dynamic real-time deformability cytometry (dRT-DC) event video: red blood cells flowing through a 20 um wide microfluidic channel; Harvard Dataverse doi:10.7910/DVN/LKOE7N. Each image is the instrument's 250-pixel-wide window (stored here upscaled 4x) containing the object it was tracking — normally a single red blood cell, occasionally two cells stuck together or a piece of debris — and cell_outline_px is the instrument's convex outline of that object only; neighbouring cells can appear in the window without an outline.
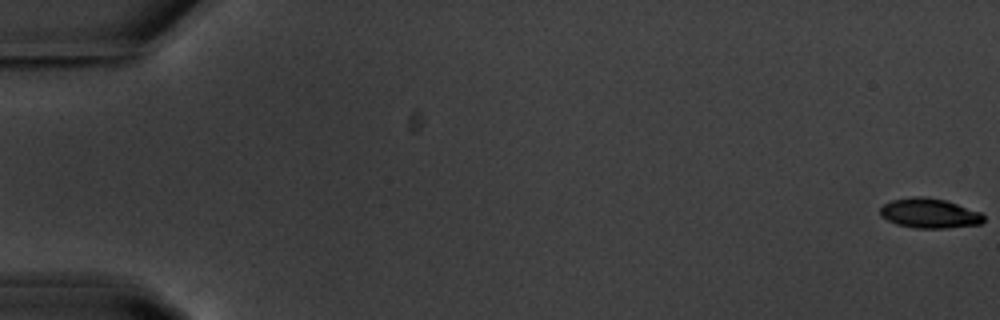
{"species": "common noctule bat (a hibernating species)", "species_latin": "Nyctalus noctula", "temperature_condition": "warm", "stored_images_in_passage": 57, "camera_frame_rate_fps": 3000, "um_per_image_px": 0.085, "animal": {"sex": "male", "body_mass_g": 20.1, "forearm_length_mm": 53.5}, "frame": {"image": 1, "passage_image": 1, "time_ms": 0.0, "image_size_px": [1000, 320], "cell_outline_px": [[984, 220], [980, 224], [944, 228], [916, 228], [896, 224], [880, 216], [880, 208], [884, 204], [892, 200], [912, 196], [924, 196], [944, 200], [980, 212], [984, 216]], "centroid_in_image_um": [78.97, 18.12], "position_along_channel_um": 6.0, "area_um2": 17.8}}
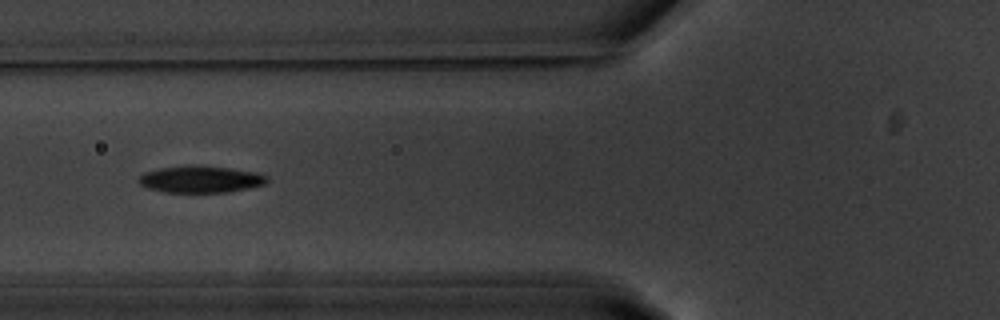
{"frame": {"image": 2, "passage_image": 23, "time_ms": 7.333, "image_size_px": [1000, 320], "cell_outline_px": [[268, 180], [264, 184], [248, 188], [228, 192], [164, 192], [148, 188], [140, 184], [136, 180], [144, 172], [160, 168], [192, 164], [196, 164], [228, 168], [256, 172], [268, 176]], "centroid_in_image_um": [17.02, 15.22], "position_along_channel_um": 108.8, "area_um2": 20.17}}
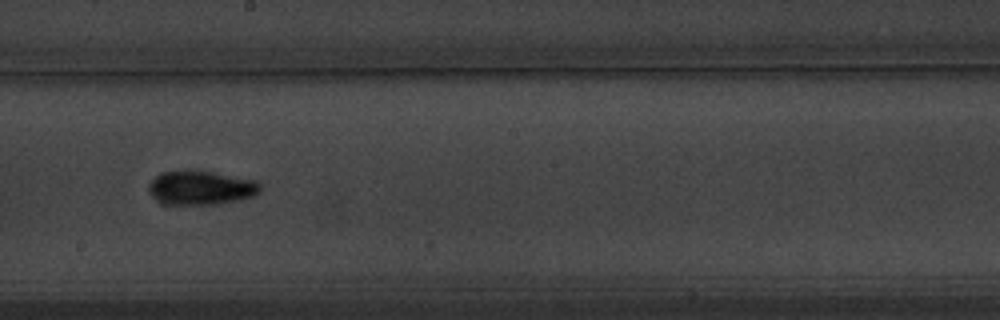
{"frame": {"image": 3, "passage_image": 33, "time_ms": 10.667, "image_size_px": [1000, 320], "cell_outline_px": [[260, 192], [256, 196], [240, 200], [220, 204], [168, 204], [152, 196], [148, 192], [148, 184], [160, 172], [188, 168], [192, 168], [256, 180], [260, 184]], "centroid_in_image_um": [17.09, 15.93], "position_along_channel_um": 231.1, "area_um2": 22.66}, "authors_computed_cell_mechanics": {"area_um2": 19.4786, "velocity_mm_per_s": 3.6645, "shape_relaxation_time_tau1_ms": 2.9448, "shape_relaxation_time_tau2_ms": 4.2682, "deformation_change_tau1": 0.1499, "deformation_change_tau2": 0.0866}}